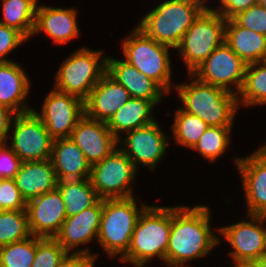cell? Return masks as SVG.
Returning <instances> with one entry per match:
<instances>
[{"mask_svg": "<svg viewBox=\"0 0 266 267\" xmlns=\"http://www.w3.org/2000/svg\"><path fill=\"white\" fill-rule=\"evenodd\" d=\"M211 212L210 206L203 203L171 205L165 267H192V261L205 260L216 252L219 248V227L211 224L214 223V212Z\"/></svg>", "mask_w": 266, "mask_h": 267, "instance_id": "1", "label": "cell"}, {"mask_svg": "<svg viewBox=\"0 0 266 267\" xmlns=\"http://www.w3.org/2000/svg\"><path fill=\"white\" fill-rule=\"evenodd\" d=\"M184 78V81L176 82L173 91L180 103L177 105L210 127H235V120L240 116L237 95L198 80L191 73Z\"/></svg>", "mask_w": 266, "mask_h": 267, "instance_id": "2", "label": "cell"}, {"mask_svg": "<svg viewBox=\"0 0 266 267\" xmlns=\"http://www.w3.org/2000/svg\"><path fill=\"white\" fill-rule=\"evenodd\" d=\"M170 228V204L149 203L139 216L127 253L118 263L125 264L124 267H148L158 261L165 266Z\"/></svg>", "mask_w": 266, "mask_h": 267, "instance_id": "3", "label": "cell"}, {"mask_svg": "<svg viewBox=\"0 0 266 267\" xmlns=\"http://www.w3.org/2000/svg\"><path fill=\"white\" fill-rule=\"evenodd\" d=\"M140 199H103L96 247L103 250L107 259L118 262L127 253L139 216L149 205V201Z\"/></svg>", "mask_w": 266, "mask_h": 267, "instance_id": "4", "label": "cell"}, {"mask_svg": "<svg viewBox=\"0 0 266 267\" xmlns=\"http://www.w3.org/2000/svg\"><path fill=\"white\" fill-rule=\"evenodd\" d=\"M155 3V7L142 14L136 26L156 42L174 50L188 28L209 5L205 0H163Z\"/></svg>", "mask_w": 266, "mask_h": 267, "instance_id": "5", "label": "cell"}, {"mask_svg": "<svg viewBox=\"0 0 266 267\" xmlns=\"http://www.w3.org/2000/svg\"><path fill=\"white\" fill-rule=\"evenodd\" d=\"M126 34L120 41L119 53L123 59L155 81L170 97L177 82L174 81L175 68L171 60V55L175 58V50L156 42L136 25Z\"/></svg>", "mask_w": 266, "mask_h": 267, "instance_id": "6", "label": "cell"}, {"mask_svg": "<svg viewBox=\"0 0 266 267\" xmlns=\"http://www.w3.org/2000/svg\"><path fill=\"white\" fill-rule=\"evenodd\" d=\"M69 53L53 75V88L85 101L106 73L107 55L103 49L79 46Z\"/></svg>", "mask_w": 266, "mask_h": 267, "instance_id": "7", "label": "cell"}, {"mask_svg": "<svg viewBox=\"0 0 266 267\" xmlns=\"http://www.w3.org/2000/svg\"><path fill=\"white\" fill-rule=\"evenodd\" d=\"M225 26L226 19L210 4L201 12L175 49L185 73H191L225 42Z\"/></svg>", "mask_w": 266, "mask_h": 267, "instance_id": "8", "label": "cell"}, {"mask_svg": "<svg viewBox=\"0 0 266 267\" xmlns=\"http://www.w3.org/2000/svg\"><path fill=\"white\" fill-rule=\"evenodd\" d=\"M241 219L218 225L219 247L227 242L231 250L227 247L225 254L232 264L255 263L266 253V216L244 213Z\"/></svg>", "mask_w": 266, "mask_h": 267, "instance_id": "9", "label": "cell"}, {"mask_svg": "<svg viewBox=\"0 0 266 267\" xmlns=\"http://www.w3.org/2000/svg\"><path fill=\"white\" fill-rule=\"evenodd\" d=\"M138 174L140 171L118 147L91 166L89 179L100 199H123L137 196L134 185Z\"/></svg>", "mask_w": 266, "mask_h": 267, "instance_id": "10", "label": "cell"}, {"mask_svg": "<svg viewBox=\"0 0 266 267\" xmlns=\"http://www.w3.org/2000/svg\"><path fill=\"white\" fill-rule=\"evenodd\" d=\"M159 119L146 126L126 132L118 139V147L132 161L141 172L146 167L150 173L159 170L156 168L163 161L167 152H170V134L164 130Z\"/></svg>", "mask_w": 266, "mask_h": 267, "instance_id": "11", "label": "cell"}, {"mask_svg": "<svg viewBox=\"0 0 266 267\" xmlns=\"http://www.w3.org/2000/svg\"><path fill=\"white\" fill-rule=\"evenodd\" d=\"M54 139L43 122L31 111L12 119L7 145L22 162L51 158Z\"/></svg>", "mask_w": 266, "mask_h": 267, "instance_id": "12", "label": "cell"}, {"mask_svg": "<svg viewBox=\"0 0 266 267\" xmlns=\"http://www.w3.org/2000/svg\"><path fill=\"white\" fill-rule=\"evenodd\" d=\"M42 104L32 112L43 122L53 139L69 138L78 121L85 115L84 101L53 87Z\"/></svg>", "mask_w": 266, "mask_h": 267, "instance_id": "13", "label": "cell"}, {"mask_svg": "<svg viewBox=\"0 0 266 267\" xmlns=\"http://www.w3.org/2000/svg\"><path fill=\"white\" fill-rule=\"evenodd\" d=\"M246 67L247 63L224 42L191 74L198 80L238 95L244 82Z\"/></svg>", "mask_w": 266, "mask_h": 267, "instance_id": "14", "label": "cell"}, {"mask_svg": "<svg viewBox=\"0 0 266 267\" xmlns=\"http://www.w3.org/2000/svg\"><path fill=\"white\" fill-rule=\"evenodd\" d=\"M102 210L103 200L100 199L94 206L77 215L66 217L54 238L68 253L85 254L94 257L98 262L99 257L102 258L99 256L101 253L94 251L92 247L96 246Z\"/></svg>", "mask_w": 266, "mask_h": 267, "instance_id": "15", "label": "cell"}, {"mask_svg": "<svg viewBox=\"0 0 266 267\" xmlns=\"http://www.w3.org/2000/svg\"><path fill=\"white\" fill-rule=\"evenodd\" d=\"M230 159L240 175L245 214L266 216V155L255 147L250 154H236Z\"/></svg>", "mask_w": 266, "mask_h": 267, "instance_id": "16", "label": "cell"}, {"mask_svg": "<svg viewBox=\"0 0 266 267\" xmlns=\"http://www.w3.org/2000/svg\"><path fill=\"white\" fill-rule=\"evenodd\" d=\"M41 3V4H40ZM75 6L62 7L52 6L51 4H42L38 2L36 9V22L33 35L31 37L45 35L52 45H67L78 40L82 36V30L79 26V9ZM81 31V32H80Z\"/></svg>", "mask_w": 266, "mask_h": 267, "instance_id": "17", "label": "cell"}, {"mask_svg": "<svg viewBox=\"0 0 266 267\" xmlns=\"http://www.w3.org/2000/svg\"><path fill=\"white\" fill-rule=\"evenodd\" d=\"M31 235L54 238L66 219L65 205L58 189L35 197L26 204Z\"/></svg>", "mask_w": 266, "mask_h": 267, "instance_id": "18", "label": "cell"}, {"mask_svg": "<svg viewBox=\"0 0 266 267\" xmlns=\"http://www.w3.org/2000/svg\"><path fill=\"white\" fill-rule=\"evenodd\" d=\"M69 139L79 147L91 166L118 148V139L112 134L107 123L86 115L78 121Z\"/></svg>", "mask_w": 266, "mask_h": 267, "instance_id": "19", "label": "cell"}, {"mask_svg": "<svg viewBox=\"0 0 266 267\" xmlns=\"http://www.w3.org/2000/svg\"><path fill=\"white\" fill-rule=\"evenodd\" d=\"M17 61L0 63V105L15 114H24L34 107L29 104L34 81L24 69L26 66Z\"/></svg>", "mask_w": 266, "mask_h": 267, "instance_id": "20", "label": "cell"}, {"mask_svg": "<svg viewBox=\"0 0 266 267\" xmlns=\"http://www.w3.org/2000/svg\"><path fill=\"white\" fill-rule=\"evenodd\" d=\"M110 55L106 60V73L123 85L131 98L150 100L156 106L162 105L169 95L155 81L122 59V56L117 58V55Z\"/></svg>", "mask_w": 266, "mask_h": 267, "instance_id": "21", "label": "cell"}, {"mask_svg": "<svg viewBox=\"0 0 266 267\" xmlns=\"http://www.w3.org/2000/svg\"><path fill=\"white\" fill-rule=\"evenodd\" d=\"M130 98L128 90L105 73L84 101L85 115L107 123Z\"/></svg>", "mask_w": 266, "mask_h": 267, "instance_id": "22", "label": "cell"}, {"mask_svg": "<svg viewBox=\"0 0 266 267\" xmlns=\"http://www.w3.org/2000/svg\"><path fill=\"white\" fill-rule=\"evenodd\" d=\"M14 180L26 202L55 190L58 182L50 159L22 162Z\"/></svg>", "mask_w": 266, "mask_h": 267, "instance_id": "23", "label": "cell"}, {"mask_svg": "<svg viewBox=\"0 0 266 267\" xmlns=\"http://www.w3.org/2000/svg\"><path fill=\"white\" fill-rule=\"evenodd\" d=\"M50 160L58 181L90 178L91 165L69 138L54 139Z\"/></svg>", "mask_w": 266, "mask_h": 267, "instance_id": "24", "label": "cell"}, {"mask_svg": "<svg viewBox=\"0 0 266 267\" xmlns=\"http://www.w3.org/2000/svg\"><path fill=\"white\" fill-rule=\"evenodd\" d=\"M156 108L157 106L150 100L130 98L107 122V126L119 139L126 132L155 122Z\"/></svg>", "mask_w": 266, "mask_h": 267, "instance_id": "25", "label": "cell"}, {"mask_svg": "<svg viewBox=\"0 0 266 267\" xmlns=\"http://www.w3.org/2000/svg\"><path fill=\"white\" fill-rule=\"evenodd\" d=\"M225 42L247 64L266 59V35L243 28L233 19L226 20Z\"/></svg>", "mask_w": 266, "mask_h": 267, "instance_id": "26", "label": "cell"}, {"mask_svg": "<svg viewBox=\"0 0 266 267\" xmlns=\"http://www.w3.org/2000/svg\"><path fill=\"white\" fill-rule=\"evenodd\" d=\"M177 109L173 110V114L168 109L166 111L168 117L169 115H173V120L171 121L172 124L169 125L170 128V139L171 143L176 146H181L182 148L185 147V150H191L200 137L203 135L205 130L209 128V126L202 121L198 116L190 114L184 111L180 105L176 107ZM188 148V149H187Z\"/></svg>", "mask_w": 266, "mask_h": 267, "instance_id": "27", "label": "cell"}, {"mask_svg": "<svg viewBox=\"0 0 266 267\" xmlns=\"http://www.w3.org/2000/svg\"><path fill=\"white\" fill-rule=\"evenodd\" d=\"M40 0H0V23L20 31L30 42Z\"/></svg>", "mask_w": 266, "mask_h": 267, "instance_id": "28", "label": "cell"}, {"mask_svg": "<svg viewBox=\"0 0 266 267\" xmlns=\"http://www.w3.org/2000/svg\"><path fill=\"white\" fill-rule=\"evenodd\" d=\"M57 189L65 205L66 217L77 215L100 200L89 178L58 181Z\"/></svg>", "mask_w": 266, "mask_h": 267, "instance_id": "29", "label": "cell"}, {"mask_svg": "<svg viewBox=\"0 0 266 267\" xmlns=\"http://www.w3.org/2000/svg\"><path fill=\"white\" fill-rule=\"evenodd\" d=\"M237 98L240 109L266 105V60L247 64L244 82Z\"/></svg>", "mask_w": 266, "mask_h": 267, "instance_id": "30", "label": "cell"}, {"mask_svg": "<svg viewBox=\"0 0 266 267\" xmlns=\"http://www.w3.org/2000/svg\"><path fill=\"white\" fill-rule=\"evenodd\" d=\"M234 127L214 126L207 128L200 137L196 145L191 149L194 154H197L207 163L212 165L218 160L226 156V152L230 153L229 148L232 147ZM230 146V147H229ZM229 150V151H228Z\"/></svg>", "mask_w": 266, "mask_h": 267, "instance_id": "31", "label": "cell"}, {"mask_svg": "<svg viewBox=\"0 0 266 267\" xmlns=\"http://www.w3.org/2000/svg\"><path fill=\"white\" fill-rule=\"evenodd\" d=\"M31 236L26 210L0 212V247Z\"/></svg>", "mask_w": 266, "mask_h": 267, "instance_id": "32", "label": "cell"}, {"mask_svg": "<svg viewBox=\"0 0 266 267\" xmlns=\"http://www.w3.org/2000/svg\"><path fill=\"white\" fill-rule=\"evenodd\" d=\"M36 254V236L0 247V267H31Z\"/></svg>", "mask_w": 266, "mask_h": 267, "instance_id": "33", "label": "cell"}, {"mask_svg": "<svg viewBox=\"0 0 266 267\" xmlns=\"http://www.w3.org/2000/svg\"><path fill=\"white\" fill-rule=\"evenodd\" d=\"M67 254L55 238L36 237V254L31 267H57Z\"/></svg>", "mask_w": 266, "mask_h": 267, "instance_id": "34", "label": "cell"}, {"mask_svg": "<svg viewBox=\"0 0 266 267\" xmlns=\"http://www.w3.org/2000/svg\"><path fill=\"white\" fill-rule=\"evenodd\" d=\"M28 42L29 40L20 31L0 23V63L15 61L16 59H12L9 55L16 53V49Z\"/></svg>", "mask_w": 266, "mask_h": 267, "instance_id": "35", "label": "cell"}, {"mask_svg": "<svg viewBox=\"0 0 266 267\" xmlns=\"http://www.w3.org/2000/svg\"><path fill=\"white\" fill-rule=\"evenodd\" d=\"M233 20L241 27L266 35V7L256 4L240 12Z\"/></svg>", "mask_w": 266, "mask_h": 267, "instance_id": "36", "label": "cell"}, {"mask_svg": "<svg viewBox=\"0 0 266 267\" xmlns=\"http://www.w3.org/2000/svg\"><path fill=\"white\" fill-rule=\"evenodd\" d=\"M0 202H2V211L26 210L27 202L22 197L14 179H0Z\"/></svg>", "mask_w": 266, "mask_h": 267, "instance_id": "37", "label": "cell"}, {"mask_svg": "<svg viewBox=\"0 0 266 267\" xmlns=\"http://www.w3.org/2000/svg\"><path fill=\"white\" fill-rule=\"evenodd\" d=\"M21 163L7 143L0 144V179H14Z\"/></svg>", "mask_w": 266, "mask_h": 267, "instance_id": "38", "label": "cell"}, {"mask_svg": "<svg viewBox=\"0 0 266 267\" xmlns=\"http://www.w3.org/2000/svg\"><path fill=\"white\" fill-rule=\"evenodd\" d=\"M256 4L257 0H217L216 2L214 0L210 3L226 20L233 19L240 12Z\"/></svg>", "mask_w": 266, "mask_h": 267, "instance_id": "39", "label": "cell"}, {"mask_svg": "<svg viewBox=\"0 0 266 267\" xmlns=\"http://www.w3.org/2000/svg\"><path fill=\"white\" fill-rule=\"evenodd\" d=\"M96 259L85 254L68 253L57 267H96Z\"/></svg>", "mask_w": 266, "mask_h": 267, "instance_id": "40", "label": "cell"}, {"mask_svg": "<svg viewBox=\"0 0 266 267\" xmlns=\"http://www.w3.org/2000/svg\"><path fill=\"white\" fill-rule=\"evenodd\" d=\"M15 115L13 111L0 105V144L7 143L11 122Z\"/></svg>", "mask_w": 266, "mask_h": 267, "instance_id": "41", "label": "cell"}, {"mask_svg": "<svg viewBox=\"0 0 266 267\" xmlns=\"http://www.w3.org/2000/svg\"><path fill=\"white\" fill-rule=\"evenodd\" d=\"M254 264L256 267H266V253L263 254Z\"/></svg>", "mask_w": 266, "mask_h": 267, "instance_id": "42", "label": "cell"}, {"mask_svg": "<svg viewBox=\"0 0 266 267\" xmlns=\"http://www.w3.org/2000/svg\"><path fill=\"white\" fill-rule=\"evenodd\" d=\"M264 142L257 143L259 144V147H256L260 152H262L264 155H266V141L263 140Z\"/></svg>", "mask_w": 266, "mask_h": 267, "instance_id": "43", "label": "cell"}, {"mask_svg": "<svg viewBox=\"0 0 266 267\" xmlns=\"http://www.w3.org/2000/svg\"><path fill=\"white\" fill-rule=\"evenodd\" d=\"M230 267H256L254 263L247 264H233Z\"/></svg>", "mask_w": 266, "mask_h": 267, "instance_id": "44", "label": "cell"}, {"mask_svg": "<svg viewBox=\"0 0 266 267\" xmlns=\"http://www.w3.org/2000/svg\"><path fill=\"white\" fill-rule=\"evenodd\" d=\"M257 4L265 6L266 7V0H257Z\"/></svg>", "mask_w": 266, "mask_h": 267, "instance_id": "45", "label": "cell"}, {"mask_svg": "<svg viewBox=\"0 0 266 267\" xmlns=\"http://www.w3.org/2000/svg\"><path fill=\"white\" fill-rule=\"evenodd\" d=\"M0 212H2V202H0Z\"/></svg>", "mask_w": 266, "mask_h": 267, "instance_id": "46", "label": "cell"}]
</instances>
